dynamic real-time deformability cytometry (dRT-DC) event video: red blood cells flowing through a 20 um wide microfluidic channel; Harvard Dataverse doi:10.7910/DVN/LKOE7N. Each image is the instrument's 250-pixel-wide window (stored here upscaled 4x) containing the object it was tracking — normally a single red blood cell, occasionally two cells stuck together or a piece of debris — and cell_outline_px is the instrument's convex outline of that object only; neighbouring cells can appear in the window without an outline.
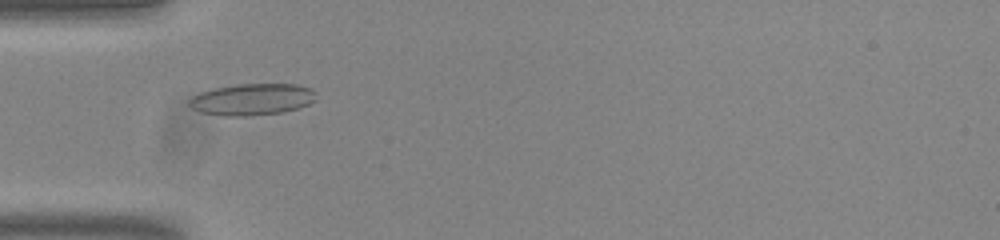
{"species": "common noctule bat (a hibernating species)", "species_latin": "Nyctalus noctula", "temperature_condition": "room temperature", "stored_images_in_passage": 53, "camera_frame_rate_fps": 3000, "um_per_image_px": 0.085, "animal": {"sex": "male", "body_mass_g": 20.0, "forearm_length_mm": 53.3}, "frame": {"image": 1, "passage_image": 17, "time_ms": 5.333, "image_size_px": [1000, 240], "cell_outline_px": [[316, 100], [308, 104], [284, 112], [244, 116], [224, 116], [200, 112], [192, 108], [188, 104], [188, 100], [192, 96], [200, 92], [212, 88], [236, 84], [296, 84], [312, 88], [316, 92]], "centroid_in_image_um": [21.42, 8.44], "position_along_channel_um": 63.6, "area_um2": 23.58}}
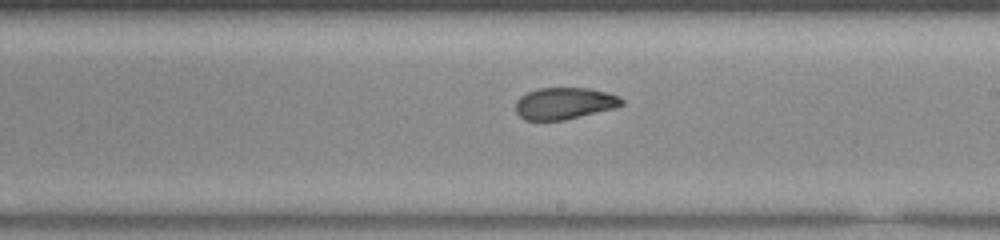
{"frame": {"image": 2, "passage_image": 31, "time_ms": 10.0, "image_size_px": [1000, 240], "cell_outline_px": [[624, 104], [616, 108], [564, 120], [524, 120], [516, 112], [516, 100], [520, 96], [528, 92], [540, 88], [588, 88], [608, 92], [620, 96], [624, 100]], "centroid_in_image_um": [48.01, 8.78], "position_along_channel_um": 241.0, "area_um2": 19.77}}
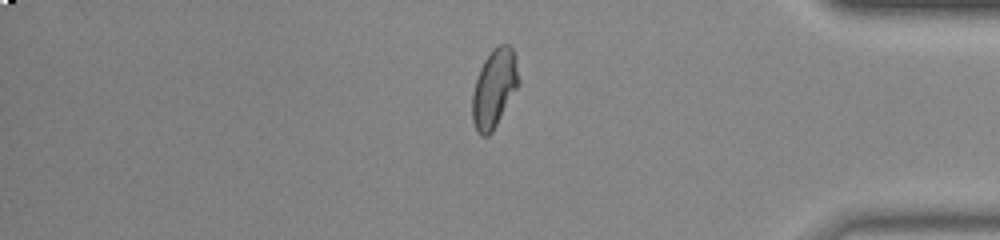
{"frame": {"image": 3, "passage_image": 45, "time_ms": 14.667, "image_size_px": [1000, 240], "cell_outline_px": [[520, 84], [492, 132], [488, 136], [480, 136], [476, 132], [472, 120], [472, 92], [480, 68], [484, 60], [492, 48], [500, 44], [508, 44], [512, 48], [516, 56], [520, 80]], "centroid_in_image_um": [42.02, 7.5], "position_along_channel_um": 393.2, "area_um2": 21.5}, "authors_computed_cell_mechanics": {"area_um2": 21.097, "velocity_mm_per_s": 3.8279, "shape_relaxation_time_tau1_ms": 8.8321, "shape_relaxation_time_tau2_ms": 1.7475, "deformation_change_tau1": 0.1996, "deformation_change_tau2": 0.0504}}